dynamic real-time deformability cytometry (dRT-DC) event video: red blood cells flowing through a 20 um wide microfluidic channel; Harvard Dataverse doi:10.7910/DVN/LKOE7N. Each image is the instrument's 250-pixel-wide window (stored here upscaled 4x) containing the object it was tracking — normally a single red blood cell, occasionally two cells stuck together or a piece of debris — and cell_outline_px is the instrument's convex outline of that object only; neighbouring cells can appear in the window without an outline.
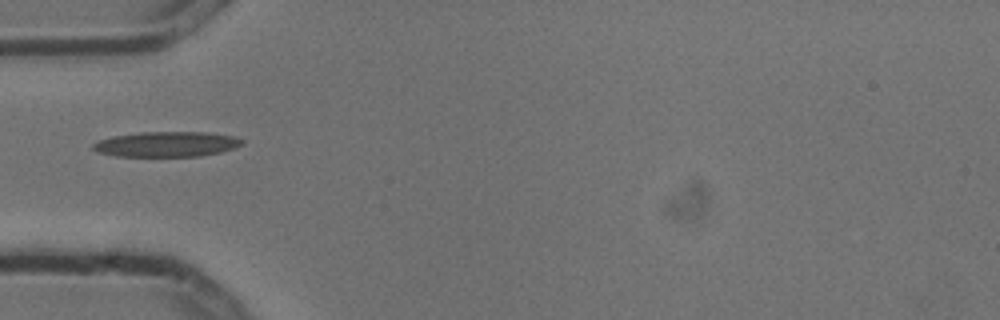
{"species": "common noctule bat (a hibernating species)", "species_latin": "Nyctalus noctula", "temperature_condition": "cold", "stored_images_in_passage": 4, "camera_frame_rate_fps": 3000, "um_per_image_px": 0.085, "animal": {"sex": "male", "body_mass_g": 13.3}, "frame": {"image": 1, "passage_image": 1, "time_ms": 0.0, "image_size_px": [1000, 320], "cell_outline_px": [[244, 144], [220, 152], [200, 156], [116, 156], [96, 152], [92, 148], [92, 144], [100, 140], [112, 136], [140, 132], [208, 132], [232, 136], [244, 140]], "centroid_in_image_um": [14.14, 12.25], "position_along_channel_um": 70.9, "area_um2": 21.85}}
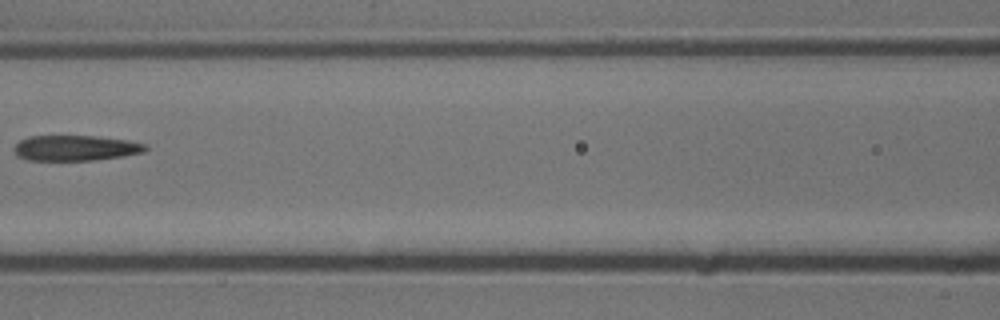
{"frame": {"image": 2, "passage_image": 3, "time_ms": 0.667, "image_size_px": [1000, 320], "cell_outline_px": [[148, 148], [144, 152], [124, 156], [92, 160], [28, 160], [16, 156], [16, 144], [20, 140], [28, 136], [96, 136], [128, 140], [148, 144]], "centroid_in_image_um": [6.46, 12.58], "position_along_channel_um": 160.1, "area_um2": 19.48}}
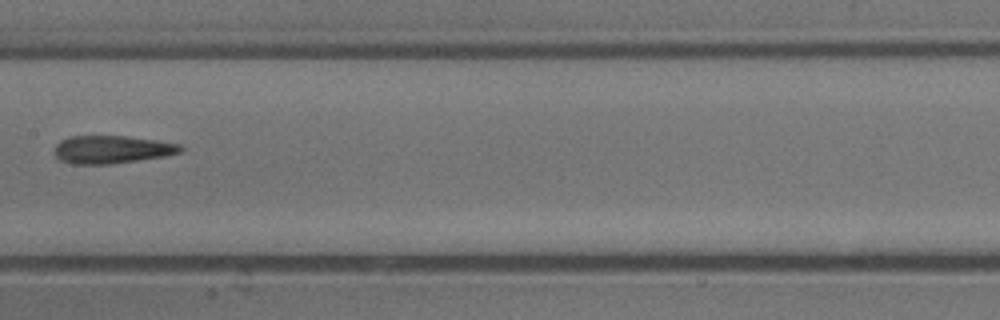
{"frame": {"image": 3, "passage_image": 4, "time_ms": 1.0, "image_size_px": [1000, 320], "cell_outline_px": [[184, 148], [180, 152], [164, 156], [108, 164], [72, 164], [60, 160], [52, 152], [56, 144], [60, 140], [72, 136], [124, 136], [156, 140], [180, 144]], "centroid_in_image_um": [9.46, 12.7], "position_along_channel_um": 197.9, "area_um2": 20.4}}